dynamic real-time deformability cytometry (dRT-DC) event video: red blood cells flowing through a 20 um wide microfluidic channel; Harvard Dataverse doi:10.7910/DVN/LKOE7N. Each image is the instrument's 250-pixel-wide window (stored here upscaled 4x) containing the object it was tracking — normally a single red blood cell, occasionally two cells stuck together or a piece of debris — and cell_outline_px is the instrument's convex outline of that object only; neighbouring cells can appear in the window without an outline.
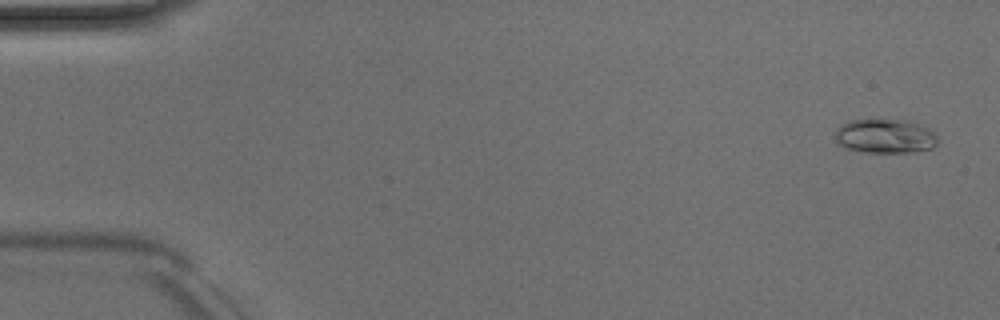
{"species": "Egyptian fruit bat (a non-hibernating species)", "species_latin": "Rousettus aegyptiacus", "temperature_condition": "room temperature", "stored_images_in_passage": 8, "camera_frame_rate_fps": 3000, "um_per_image_px": 0.085, "animal": {"sex": "male"}, "frame": {"image": 1, "passage_image": 1, "time_ms": 0.0, "image_size_px": [1000, 320], "cell_outline_px": [[936, 144], [932, 148], [912, 152], [864, 152], [848, 148], [840, 144], [836, 140], [836, 128], [840, 124], [848, 120], [904, 120], [928, 128], [936, 136]], "centroid_in_image_um": [75.2, 11.57], "position_along_channel_um": 9.8, "area_um2": 20.11}}
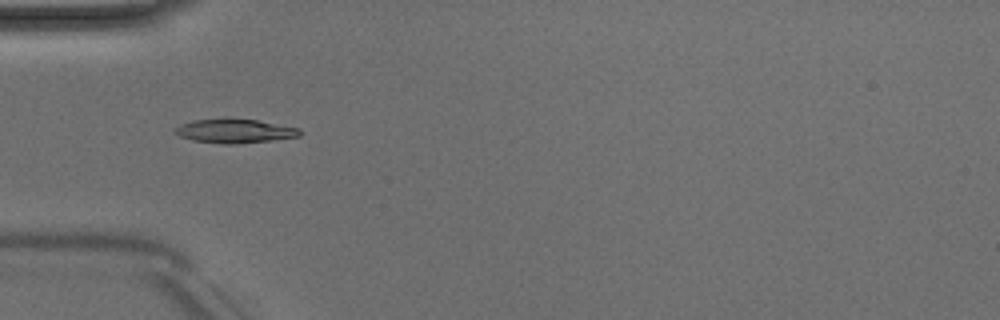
{"frame": {"image": 2, "passage_image": 5, "time_ms": 4.667, "image_size_px": [1000, 320], "cell_outline_px": [[300, 136], [236, 144], [224, 144], [192, 140], [180, 136], [172, 132], [180, 124], [192, 120], [256, 120], [300, 128]], "centroid_in_image_um": [19.92, 11.15], "position_along_channel_um": 65.1, "area_um2": 16.88}}